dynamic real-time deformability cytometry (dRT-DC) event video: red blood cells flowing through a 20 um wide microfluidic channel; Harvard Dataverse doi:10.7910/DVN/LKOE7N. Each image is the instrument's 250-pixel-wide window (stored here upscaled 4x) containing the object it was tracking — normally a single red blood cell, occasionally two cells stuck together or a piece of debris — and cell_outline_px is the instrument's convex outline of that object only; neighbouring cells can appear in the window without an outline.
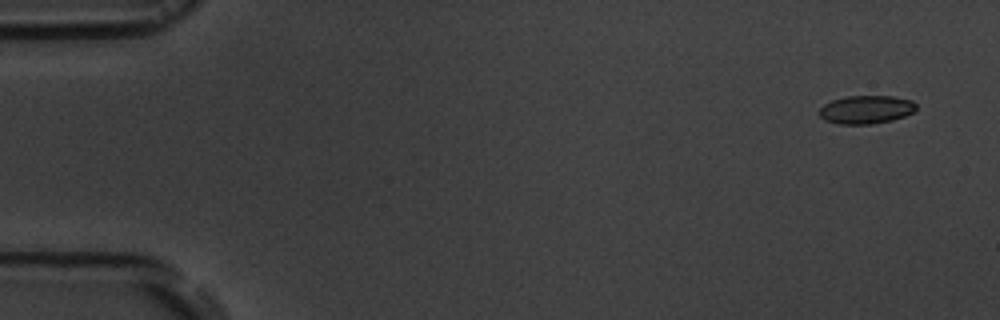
{"species": "common noctule bat (a hibernating species)", "species_latin": "Nyctalus noctula", "temperature_condition": "room temperature", "stored_images_in_passage": 4, "camera_frame_rate_fps": 3000, "um_per_image_px": 0.085, "animal": {"sex": "male", "body_mass_g": 19.5, "forearm_length_mm": 54.6}, "frame": {"image": 1, "passage_image": 1, "time_ms": 0.0, "image_size_px": [1000, 320], "cell_outline_px": [[916, 108], [912, 112], [904, 116], [892, 120], [872, 124], [836, 124], [824, 120], [820, 116], [820, 108], [824, 104], [832, 100], [848, 96], [892, 96], [912, 100], [916, 104]], "centroid_in_image_um": [73.61, 9.32], "position_along_channel_um": 11.4, "area_um2": 15.95}}
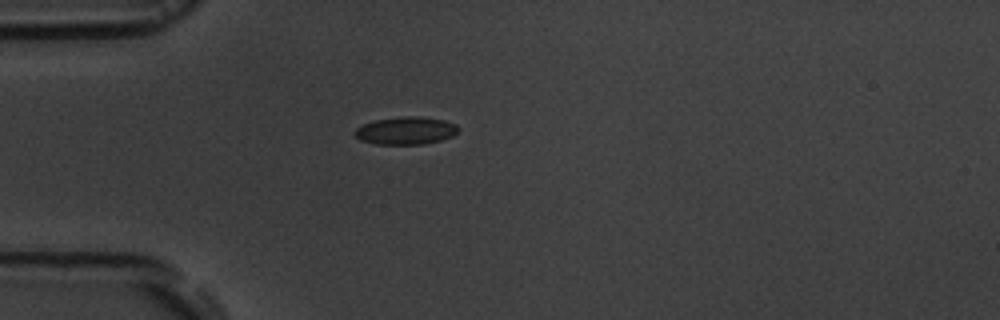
{"frame": {"image": 2, "passage_image": 4, "time_ms": 4.333, "image_size_px": [1000, 320], "cell_outline_px": [[460, 128], [452, 136], [440, 140], [424, 144], [376, 144], [360, 140], [352, 132], [356, 128], [364, 124], [376, 120], [404, 116], [420, 116], [444, 120], [456, 124]], "centroid_in_image_um": [34.49, 11.1], "position_along_channel_um": 50.5, "area_um2": 16.65}}